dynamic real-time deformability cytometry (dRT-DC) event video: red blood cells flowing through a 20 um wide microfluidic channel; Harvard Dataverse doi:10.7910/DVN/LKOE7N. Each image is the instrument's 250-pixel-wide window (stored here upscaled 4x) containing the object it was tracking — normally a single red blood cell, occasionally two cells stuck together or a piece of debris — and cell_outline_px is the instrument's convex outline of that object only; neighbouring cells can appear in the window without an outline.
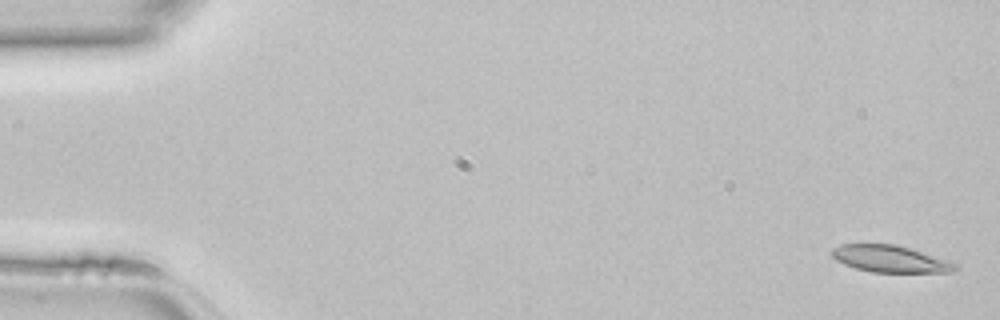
{"species": "common noctule bat (a hibernating species)", "species_latin": "Nyctalus noctula", "temperature_condition": "room temperature", "stored_images_in_passage": 46, "camera_frame_rate_fps": 3000, "um_per_image_px": 0.085, "animal": {"sex": "female", "body_mass_g": 22.7, "forearm_length_mm": 54.2}, "frame": {"image": 1, "passage_image": 1, "time_ms": 0.0, "image_size_px": [1000, 320], "cell_outline_px": [[960, 268], [952, 272], [872, 272], [856, 268], [844, 264], [836, 260], [832, 256], [832, 248], [840, 244], [896, 244], [948, 260], [956, 264]], "centroid_in_image_um": [75.66, 22.0], "position_along_channel_um": 9.3, "area_um2": 19.25}}
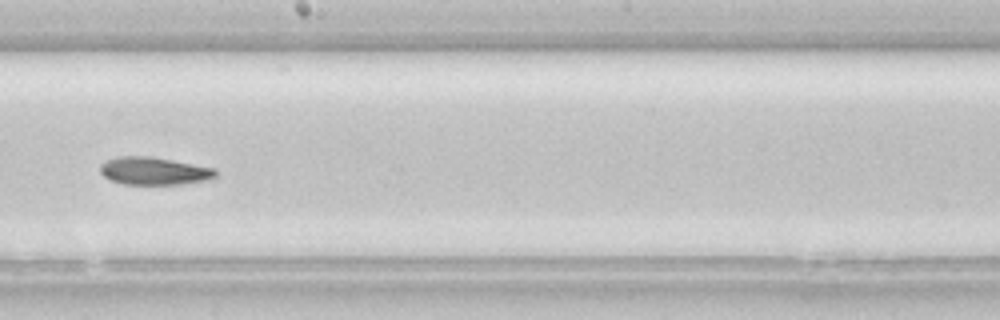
{"frame": {"image": 2, "passage_image": 26, "time_ms": 8.333, "image_size_px": [1000, 320], "cell_outline_px": [[216, 176], [204, 180], [180, 184], [124, 184], [112, 180], [104, 176], [100, 172], [100, 164], [104, 160], [116, 156], [152, 156], [216, 168]], "centroid_in_image_um": [13.05, 14.51], "position_along_channel_um": 235.1, "area_um2": 18.67}}
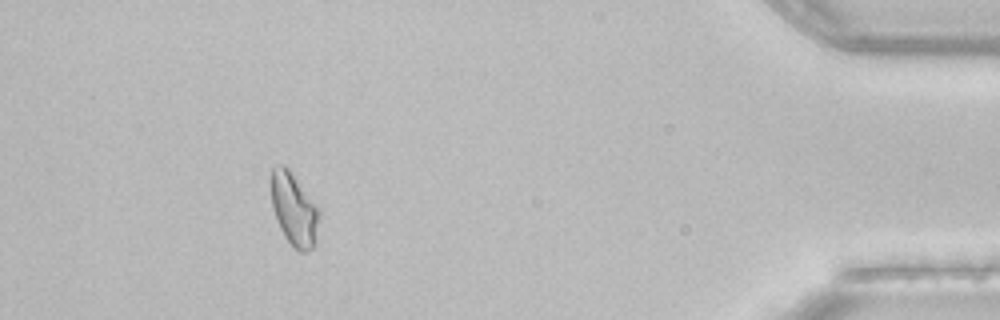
{"frame": {"image": 3, "passage_image": 42, "time_ms": 13.667, "image_size_px": [1000, 320], "cell_outline_px": [[320, 212], [316, 240], [312, 248], [304, 252], [300, 252], [292, 248], [284, 236], [276, 220], [272, 208], [268, 180], [272, 168], [276, 164], [284, 164], [288, 168], [320, 208]], "centroid_in_image_um": [24.95, 17.76], "position_along_channel_um": 410.2, "area_um2": 21.15}}